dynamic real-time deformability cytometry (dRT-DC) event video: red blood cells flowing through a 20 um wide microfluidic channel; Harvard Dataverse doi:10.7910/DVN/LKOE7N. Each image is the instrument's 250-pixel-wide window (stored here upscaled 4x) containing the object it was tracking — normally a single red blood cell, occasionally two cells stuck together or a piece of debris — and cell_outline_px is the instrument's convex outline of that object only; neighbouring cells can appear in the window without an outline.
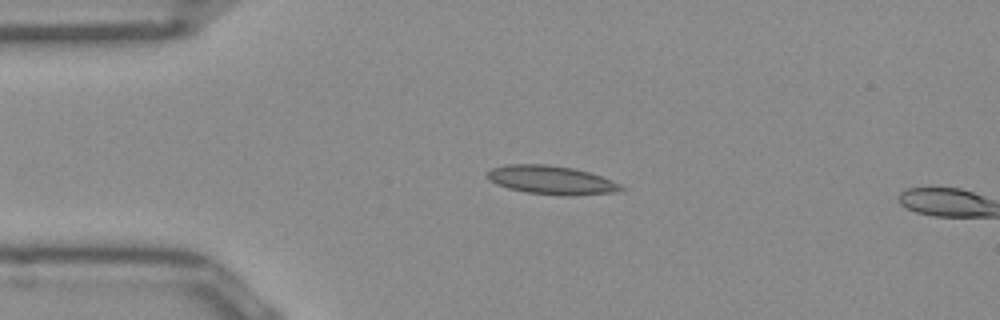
{"species": "Egyptian fruit bat (a non-hibernating species)", "species_latin": "Rousettus aegyptiacus", "temperature_condition": "room temperature", "stored_images_in_passage": 16, "camera_frame_rate_fps": 3000, "um_per_image_px": 0.085, "frame": {"image": 1, "passage_image": 11, "time_ms": 3.333, "image_size_px": [1000, 320], "cell_outline_px": [[624, 188], [612, 192], [528, 192], [508, 188], [496, 184], [488, 180], [484, 176], [492, 168], [508, 164], [548, 164], [572, 168], [588, 172], [612, 180], [620, 184]], "centroid_in_image_um": [46.71, 15.22], "position_along_channel_um": 38.3, "area_um2": 20.87}}
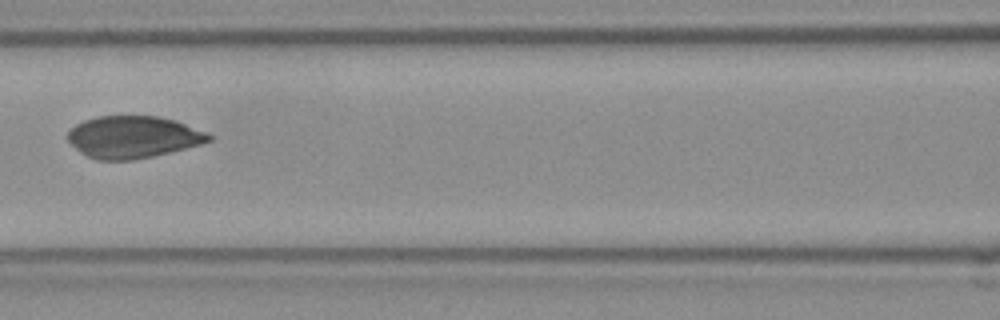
{"frame": {"image": 2, "passage_image": 15, "time_ms": 4.667, "image_size_px": [1000, 320], "cell_outline_px": [[216, 136], [212, 140], [200, 144], [152, 156], [132, 160], [96, 160], [80, 152], [68, 140], [68, 132], [76, 124], [84, 120], [96, 116], [160, 116], [176, 120], [208, 132]], "centroid_in_image_um": [11.35, 11.63], "position_along_channel_um": 155.3, "area_um2": 34.62}}